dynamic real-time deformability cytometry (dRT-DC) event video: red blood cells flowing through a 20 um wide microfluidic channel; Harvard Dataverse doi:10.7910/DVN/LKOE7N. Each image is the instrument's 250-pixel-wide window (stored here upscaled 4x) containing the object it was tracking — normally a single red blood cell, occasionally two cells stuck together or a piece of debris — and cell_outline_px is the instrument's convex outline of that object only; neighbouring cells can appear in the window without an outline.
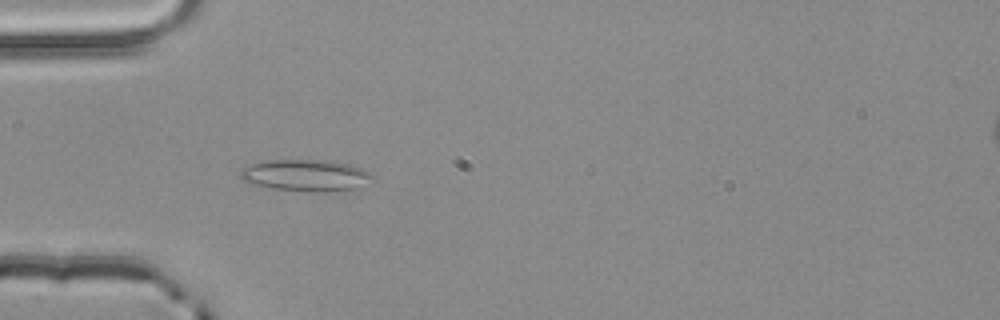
{"species": "common noctule bat (a hibernating species)", "species_latin": "Nyctalus noctula", "temperature_condition": "room temperature", "stored_images_in_passage": 3, "camera_frame_rate_fps": 3000, "um_per_image_px": 0.085, "animal": {"sex": "male", "body_mass_g": 20.4}, "frame": {"image": 1, "passage_image": 3, "time_ms": 0.667, "image_size_px": [1000, 320], "cell_outline_px": [[372, 176], [356, 188], [324, 192], [272, 188], [240, 180], [240, 168], [264, 160], [332, 160], [348, 164], [372, 172]], "centroid_in_image_um": [25.93, 14.88], "position_along_channel_um": 59.1, "area_um2": 23.99}}